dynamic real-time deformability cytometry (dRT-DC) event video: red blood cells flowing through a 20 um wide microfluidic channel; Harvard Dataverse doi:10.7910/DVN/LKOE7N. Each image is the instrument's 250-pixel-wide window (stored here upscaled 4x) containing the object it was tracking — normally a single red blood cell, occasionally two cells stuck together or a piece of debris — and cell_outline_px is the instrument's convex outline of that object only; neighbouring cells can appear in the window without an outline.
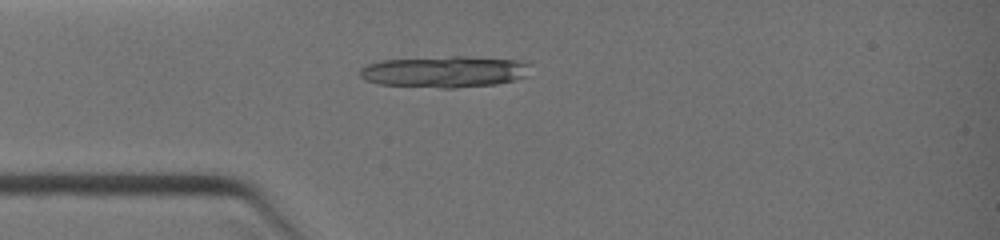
{"species": "common noctule bat (a hibernating species)", "species_latin": "Nyctalus noctula", "temperature_condition": "warm", "stored_images_in_passage": 14, "camera_frame_rate_fps": 3000, "um_per_image_px": 0.085, "animal": {"sex": "female", "body_mass_g": 19.0, "forearm_length_mm": 51.5}, "frame": {"image": 1, "passage_image": 1, "time_ms": 0.0, "image_size_px": [1000, 240], "cell_outline_px": [[532, 64], [528, 76], [516, 80], [496, 84], [456, 88], [440, 88], [380, 84], [364, 80], [360, 76], [360, 68], [368, 64], [380, 60], [452, 56], [468, 56], [528, 60]], "centroid_in_image_um": [37.89, 6.08], "position_along_channel_um": 47.1, "area_um2": 31.91}}